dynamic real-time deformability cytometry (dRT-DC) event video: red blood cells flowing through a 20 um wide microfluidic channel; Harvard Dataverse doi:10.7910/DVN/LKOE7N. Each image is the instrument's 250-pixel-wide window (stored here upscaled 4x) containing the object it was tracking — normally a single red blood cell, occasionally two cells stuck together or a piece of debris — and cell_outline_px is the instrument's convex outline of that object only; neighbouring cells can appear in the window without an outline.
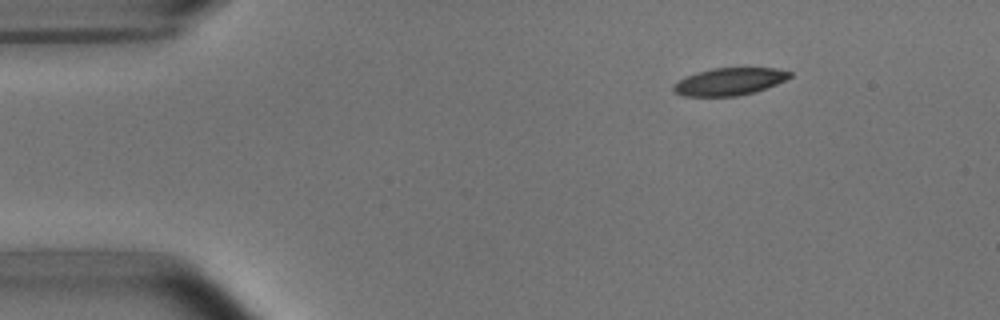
{"species": "common noctule bat (a hibernating species)", "species_latin": "Nyctalus noctula", "temperature_condition": "room temperature", "stored_images_in_passage": 5, "camera_frame_rate_fps": 3000, "um_per_image_px": 0.085, "animal": {"sex": "male", "body_mass_g": 15.6}, "frame": {"image": 1, "passage_image": 5, "time_ms": 5.0, "image_size_px": [1000, 320], "cell_outline_px": [[792, 76], [776, 84], [752, 92], [736, 96], [684, 96], [676, 92], [672, 88], [672, 84], [684, 76], [696, 72], [712, 68], [776, 68], [792, 72]], "centroid_in_image_um": [61.95, 6.92], "position_along_channel_um": 23.0, "area_um2": 18.5}}